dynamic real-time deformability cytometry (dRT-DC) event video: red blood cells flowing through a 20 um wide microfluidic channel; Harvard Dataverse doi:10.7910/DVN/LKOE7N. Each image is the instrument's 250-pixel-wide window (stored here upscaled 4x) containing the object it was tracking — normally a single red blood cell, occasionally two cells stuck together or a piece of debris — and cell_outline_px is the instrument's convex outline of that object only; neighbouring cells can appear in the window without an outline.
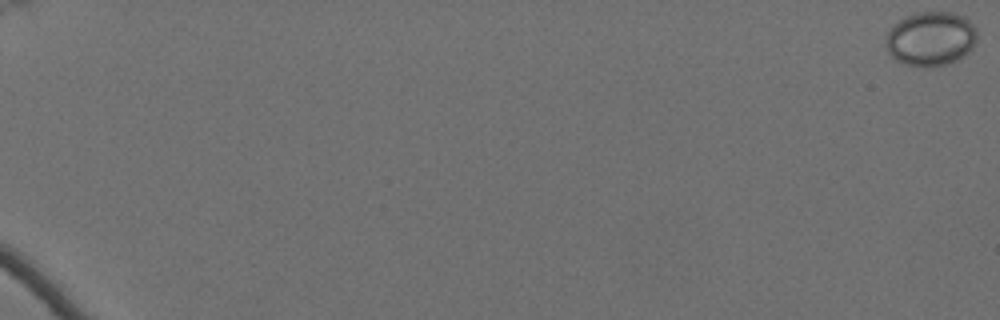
{"species": "Egyptian fruit bat (a non-hibernating species)", "species_latin": "Rousettus aegyptiacus", "temperature_condition": "cold", "stored_images_in_passage": 26, "camera_frame_rate_fps": 3000, "um_per_image_px": 0.085, "animal": {"sex": "female"}, "frame": {"image": 1, "passage_image": 1, "time_ms": 0.0, "image_size_px": [1000, 320], "cell_outline_px": [[976, 40], [972, 48], [968, 52], [956, 60], [948, 64], [924, 68], [904, 64], [896, 60], [888, 52], [884, 44], [888, 32], [900, 20], [916, 12], [952, 12], [968, 20], [976, 28]], "centroid_in_image_um": [79.1, 3.32], "position_along_channel_um": 5.9, "area_um2": 28.78}}
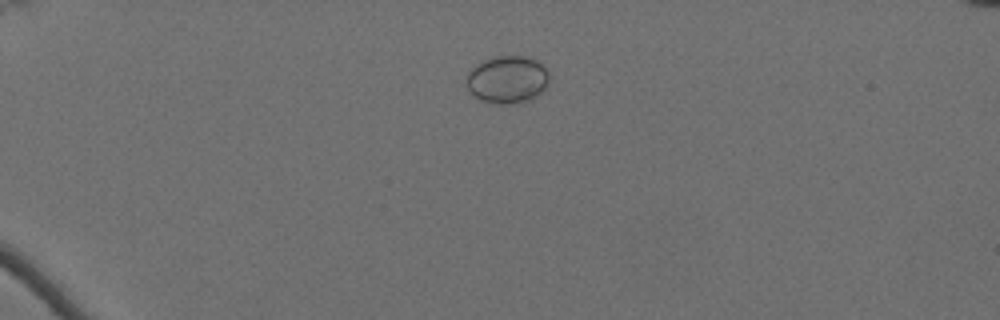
{"frame": {"image": 2, "passage_image": 19, "time_ms": 6.0, "image_size_px": [1000, 320], "cell_outline_px": [[548, 84], [536, 96], [528, 100], [512, 104], [488, 104], [472, 96], [468, 88], [468, 72], [472, 68], [484, 60], [500, 56], [524, 56], [536, 60], [548, 68]], "centroid_in_image_um": [43.13, 6.78], "position_along_channel_um": 41.9, "area_um2": 22.95}}